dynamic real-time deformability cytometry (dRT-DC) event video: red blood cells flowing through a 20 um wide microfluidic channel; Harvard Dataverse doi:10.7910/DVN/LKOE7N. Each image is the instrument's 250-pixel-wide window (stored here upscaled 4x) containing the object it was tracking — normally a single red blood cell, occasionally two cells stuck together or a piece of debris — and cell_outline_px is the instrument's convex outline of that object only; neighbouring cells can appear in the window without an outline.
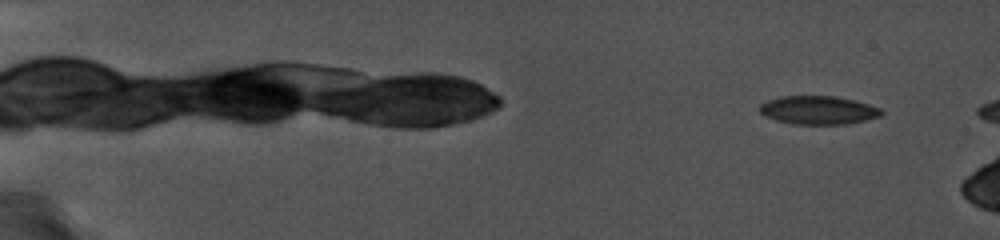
{"species": "common noctule bat (a hibernating species)", "species_latin": "Nyctalus noctula", "temperature_condition": "cold", "stored_images_in_passage": 9, "camera_frame_rate_fps": 5000, "um_per_image_px": 0.085, "animal": {"sex": "female", "body_mass_g": 19.0, "forearm_length_mm": 56.7}, "frame": {"image": 1, "passage_image": 1, "time_ms": 0.0, "image_size_px": [1000, 240], "cell_outline_px": [[884, 112], [876, 116], [864, 120], [840, 124], [796, 124], [780, 120], [768, 116], [760, 112], [760, 108], [764, 104], [772, 100], [784, 96], [832, 96], [852, 100], [880, 108]], "centroid_in_image_um": [69.58, 9.36], "position_along_channel_um": 15.4, "area_um2": 19.19}}